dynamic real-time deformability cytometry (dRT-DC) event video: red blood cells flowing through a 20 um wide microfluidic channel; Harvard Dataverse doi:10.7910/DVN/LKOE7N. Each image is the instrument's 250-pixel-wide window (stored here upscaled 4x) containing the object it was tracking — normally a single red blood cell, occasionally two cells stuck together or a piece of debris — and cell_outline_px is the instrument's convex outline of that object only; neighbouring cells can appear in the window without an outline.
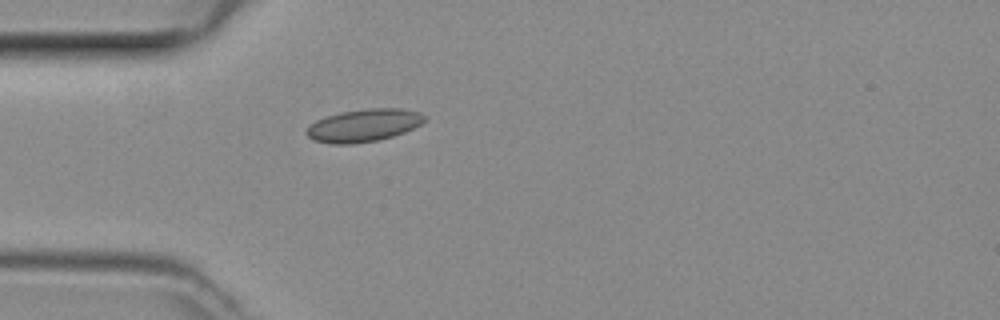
{"species": "common noctule bat (a hibernating species)", "species_latin": "Nyctalus noctula", "temperature_condition": "room temperature", "stored_images_in_passage": 19, "camera_frame_rate_fps": 3000, "um_per_image_px": 0.085, "animal": {"sex": "female", "body_mass_g": 29.2, "forearm_length_mm": 56.3}, "frame": {"image": 1, "passage_image": 1, "time_ms": 0.0, "image_size_px": [1000, 320], "cell_outline_px": [[428, 116], [420, 124], [404, 132], [380, 140], [352, 144], [332, 144], [312, 140], [304, 132], [308, 124], [316, 120], [340, 112], [368, 108], [404, 108], [420, 112]], "centroid_in_image_um": [30.89, 10.65], "position_along_channel_um": 54.1, "area_um2": 22.72}}
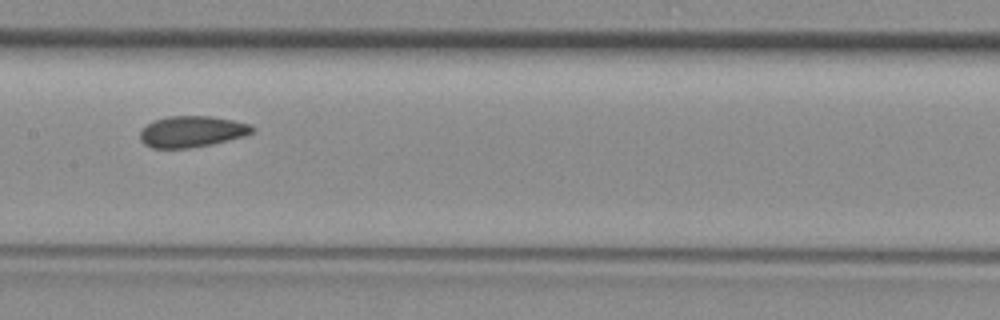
{"frame": {"image": 2, "passage_image": 11, "time_ms": 3.333, "image_size_px": [1000, 320], "cell_outline_px": [[256, 128], [252, 132], [244, 136], [212, 144], [188, 148], [152, 148], [144, 144], [140, 140], [140, 128], [152, 120], [168, 116], [212, 116], [252, 124]], "centroid_in_image_um": [16.28, 11.17], "position_along_channel_um": 191.1, "area_um2": 20.63}}
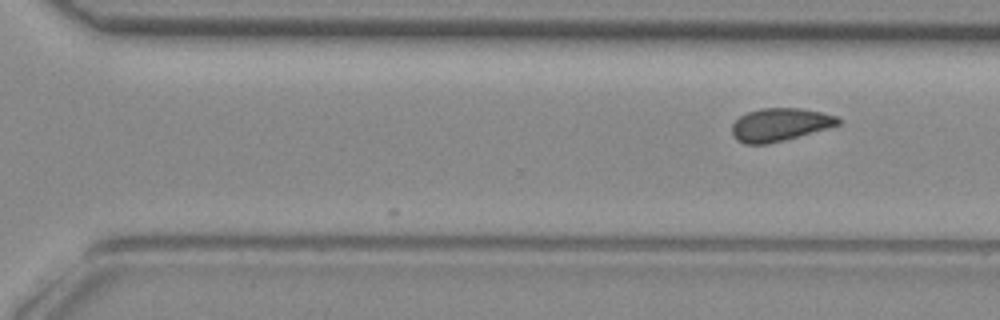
{"frame": {"image": 3, "passage_image": 19, "time_ms": 6.0, "image_size_px": [1000, 320], "cell_outline_px": [[840, 124], [784, 140], [764, 144], [744, 144], [736, 140], [732, 136], [732, 124], [740, 116], [748, 112], [760, 108], [800, 108], [820, 112], [836, 116], [840, 120]], "centroid_in_image_um": [66.23, 10.59], "position_along_channel_um": 304.4, "area_um2": 20.17}}